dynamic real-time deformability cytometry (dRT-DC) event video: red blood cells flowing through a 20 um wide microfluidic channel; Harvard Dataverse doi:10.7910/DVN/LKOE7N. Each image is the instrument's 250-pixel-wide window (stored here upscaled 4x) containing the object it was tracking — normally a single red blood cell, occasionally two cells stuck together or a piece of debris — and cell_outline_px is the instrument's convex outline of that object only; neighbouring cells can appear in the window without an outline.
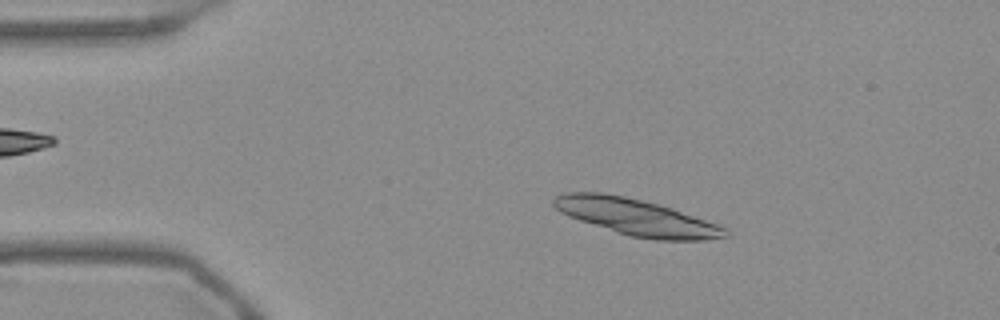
{"species": "Egyptian fruit bat (a non-hibernating species)", "species_latin": "Rousettus aegyptiacus", "temperature_condition": "warm", "stored_images_in_passage": 45, "segment_of_instrument_passage": [1, 2], "camera_frame_rate_fps": 3000, "um_per_image_px": 0.085, "frame": {"image": 1, "passage_image": 1, "time_ms": 0.0, "image_size_px": [1000, 320], "cell_outline_px": [[728, 236], [704, 240], [656, 240], [632, 236], [616, 232], [568, 216], [560, 212], [552, 204], [552, 200], [556, 196], [568, 192], [604, 192], [624, 196], [672, 208], [728, 228]], "centroid_in_image_um": [54.08, 18.46], "position_along_channel_um": 30.9, "area_um2": 36.13}}